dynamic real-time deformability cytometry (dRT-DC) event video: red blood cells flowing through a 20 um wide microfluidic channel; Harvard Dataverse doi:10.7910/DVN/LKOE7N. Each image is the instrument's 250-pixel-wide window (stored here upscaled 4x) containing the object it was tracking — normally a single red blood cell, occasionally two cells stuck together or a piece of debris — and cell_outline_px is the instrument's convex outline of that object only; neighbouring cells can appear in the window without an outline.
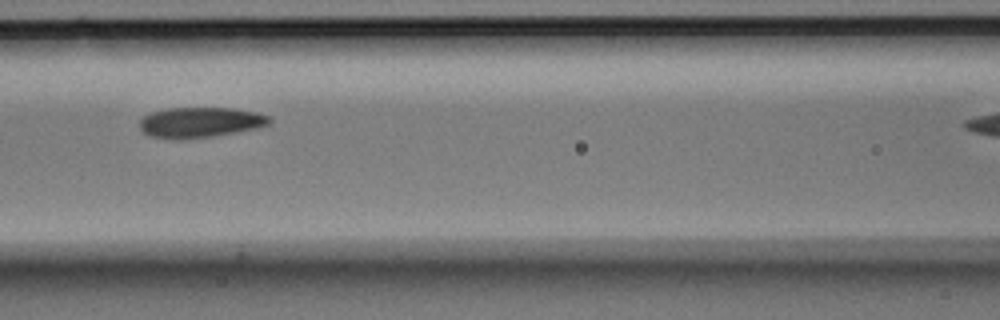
{"species": "Egyptian fruit bat (a non-hibernating species)", "species_latin": "Rousettus aegyptiacus", "temperature_condition": "room temperature", "stored_images_in_passage": 8, "camera_frame_rate_fps": 3000, "um_per_image_px": 0.085, "animal": {"sex": "male"}, "frame": {"image": 1, "passage_image": 6, "time_ms": 1.667, "image_size_px": [1000, 320], "cell_outline_px": [[272, 120], [268, 124], [256, 128], [212, 136], [180, 140], [152, 136], [144, 132], [140, 128], [140, 120], [144, 116], [152, 112], [168, 108], [232, 108], [256, 112], [268, 116]], "centroid_in_image_um": [17.0, 10.4], "position_along_channel_um": 149.6, "area_um2": 22.72}}
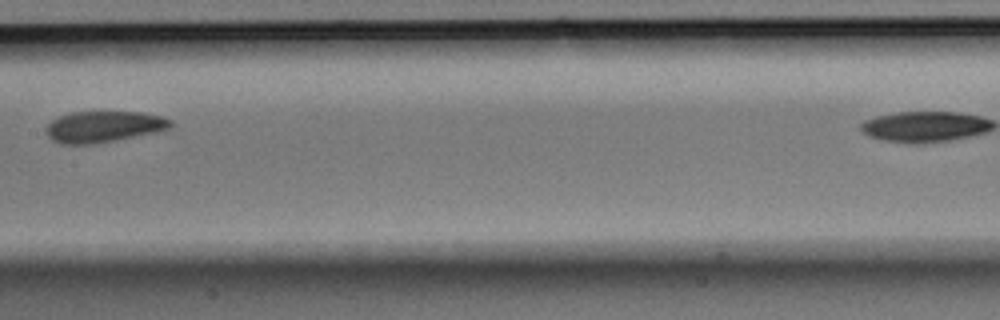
{"frame": {"image": 2, "passage_image": 7, "time_ms": 2.0, "image_size_px": [1000, 320], "cell_outline_px": [[172, 124], [168, 128], [156, 132], [116, 140], [92, 144], [60, 144], [52, 140], [44, 132], [48, 124], [56, 116], [72, 112], [144, 112], [160, 116], [172, 120]], "centroid_in_image_um": [8.76, 10.76], "position_along_channel_um": 198.6, "area_um2": 22.72}}